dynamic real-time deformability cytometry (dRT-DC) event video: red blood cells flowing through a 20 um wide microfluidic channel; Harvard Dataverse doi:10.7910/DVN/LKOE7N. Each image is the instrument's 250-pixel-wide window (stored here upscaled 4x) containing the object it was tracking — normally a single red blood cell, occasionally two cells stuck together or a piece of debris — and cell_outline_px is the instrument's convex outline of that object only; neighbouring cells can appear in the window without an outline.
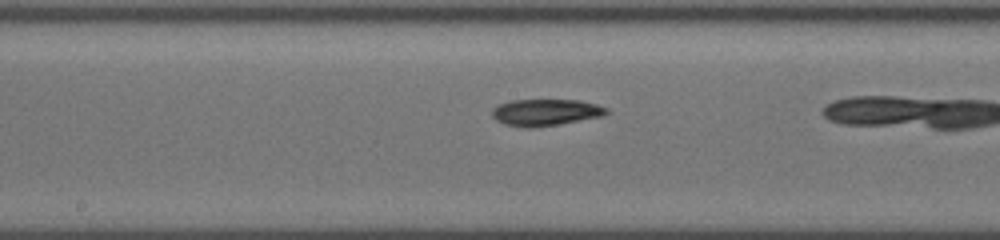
{"species": "common noctule bat (a hibernating species)", "species_latin": "Nyctalus noctula", "temperature_condition": "cold", "stored_images_in_passage": 26, "camera_frame_rate_fps": 3000, "um_per_image_px": 0.085, "animal": {"sex": "female", "body_mass_g": 19.5, "forearm_length_mm": 54.1}, "frame": {"image": 1, "passage_image": 12, "time_ms": 5.333, "image_size_px": [1000, 240], "cell_outline_px": [[608, 112], [600, 116], [556, 124], [532, 128], [524, 128], [504, 124], [496, 120], [492, 116], [492, 108], [500, 104], [512, 100], [576, 100], [596, 104], [608, 108]], "centroid_in_image_um": [46.31, 9.55], "position_along_channel_um": 201.9, "area_um2": 17.51}}
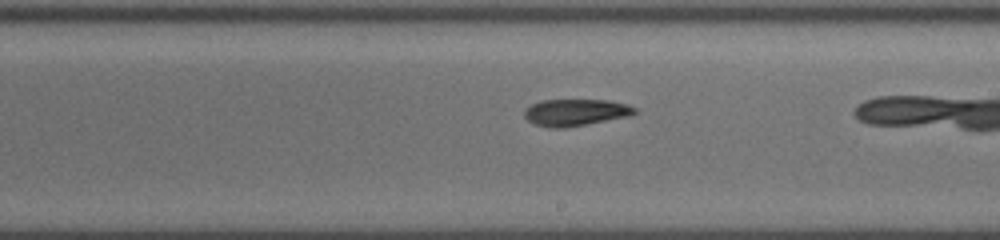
{"frame": {"image": 2, "passage_image": 15, "time_ms": 6.333, "image_size_px": [1000, 240], "cell_outline_px": [[636, 112], [628, 116], [564, 128], [552, 128], [536, 124], [528, 120], [524, 116], [524, 108], [540, 100], [608, 100], [628, 104], [636, 108]], "centroid_in_image_um": [48.89, 9.54], "position_along_channel_um": 240.1, "area_um2": 17.11}}